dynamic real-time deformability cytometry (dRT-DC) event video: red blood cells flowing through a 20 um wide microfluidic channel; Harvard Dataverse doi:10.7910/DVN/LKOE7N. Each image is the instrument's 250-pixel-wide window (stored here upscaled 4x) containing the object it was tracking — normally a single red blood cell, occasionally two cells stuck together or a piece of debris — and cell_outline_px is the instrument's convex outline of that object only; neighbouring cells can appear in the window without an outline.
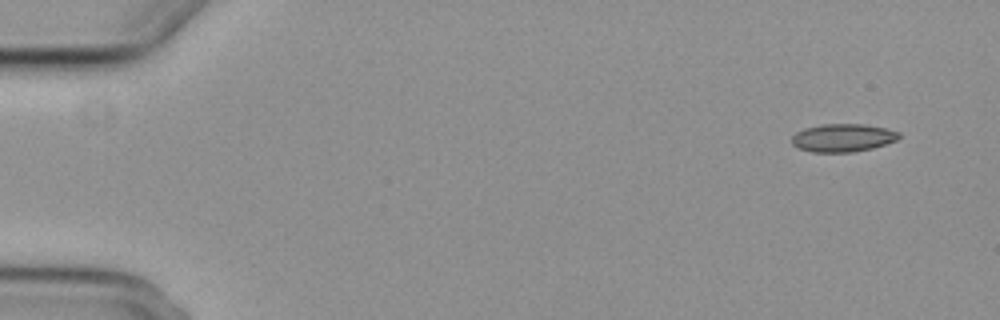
{"species": "common noctule bat (a hibernating species)", "species_latin": "Nyctalus noctula", "temperature_condition": "cold", "stored_images_in_passage": 5, "camera_frame_rate_fps": 3000, "um_per_image_px": 0.085, "animal": {"sex": "female", "body_mass_g": 29.2, "forearm_length_mm": 56.3}, "frame": {"image": 1, "passage_image": 1, "time_ms": 0.0, "image_size_px": [1000, 320], "cell_outline_px": [[900, 136], [896, 140], [872, 148], [852, 152], [812, 152], [800, 148], [792, 144], [792, 136], [796, 132], [804, 128], [820, 124], [864, 124], [888, 128], [900, 132]], "centroid_in_image_um": [71.64, 11.7], "position_along_channel_um": 13.4, "area_um2": 17.51}}
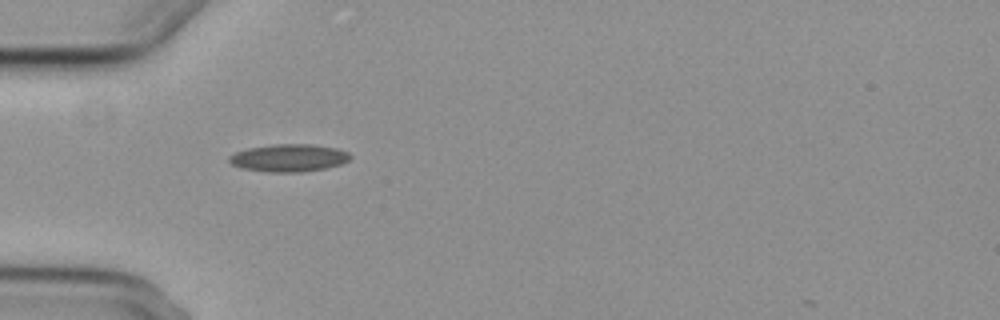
{"frame": {"image": 2, "passage_image": 5, "time_ms": 4.667, "image_size_px": [1000, 320], "cell_outline_px": [[352, 156], [348, 160], [340, 164], [324, 168], [300, 172], [268, 172], [240, 168], [232, 164], [228, 160], [228, 156], [236, 152], [248, 148], [272, 144], [312, 144], [336, 148], [348, 152]], "centroid_in_image_um": [24.52, 13.41], "position_along_channel_um": 60.5, "area_um2": 19.42}}